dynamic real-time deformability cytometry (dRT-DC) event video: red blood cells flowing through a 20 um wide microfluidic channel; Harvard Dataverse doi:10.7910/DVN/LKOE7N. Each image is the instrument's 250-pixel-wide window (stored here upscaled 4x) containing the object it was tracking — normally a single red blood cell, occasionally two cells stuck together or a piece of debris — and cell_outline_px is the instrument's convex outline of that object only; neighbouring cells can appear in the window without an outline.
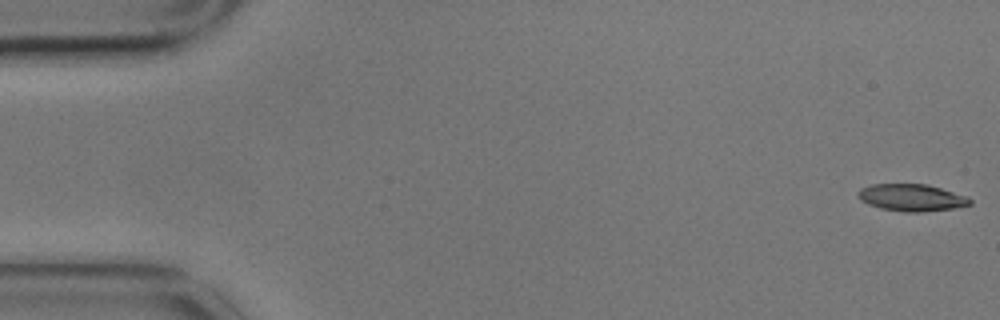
{"species": "common noctule bat (a hibernating species)", "species_latin": "Nyctalus noctula", "temperature_condition": "cold", "stored_images_in_passage": 7, "camera_frame_rate_fps": 3000, "um_per_image_px": 0.085, "animal": {"sex": "male", "body_mass_g": 17.9}, "frame": {"image": 1, "passage_image": 1, "time_ms": 0.0, "image_size_px": [1000, 320], "cell_outline_px": [[972, 204], [952, 208], [924, 212], [904, 212], [880, 208], [868, 204], [860, 200], [856, 192], [860, 188], [872, 184], [928, 184], [968, 196], [972, 200]], "centroid_in_image_um": [77.48, 16.79], "position_along_channel_um": 7.5, "area_um2": 17.8}}
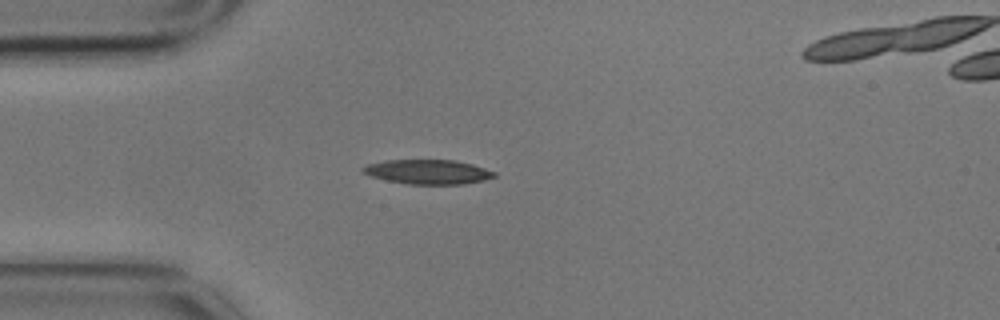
{"frame": {"image": 2, "passage_image": 5, "time_ms": 1.333, "image_size_px": [1000, 320], "cell_outline_px": [[496, 176], [484, 180], [464, 184], [408, 184], [388, 180], [372, 176], [364, 172], [360, 168], [368, 164], [384, 160], [456, 160], [472, 164], [496, 172]], "centroid_in_image_um": [36.4, 14.6], "position_along_channel_um": 48.6, "area_um2": 18.61}}